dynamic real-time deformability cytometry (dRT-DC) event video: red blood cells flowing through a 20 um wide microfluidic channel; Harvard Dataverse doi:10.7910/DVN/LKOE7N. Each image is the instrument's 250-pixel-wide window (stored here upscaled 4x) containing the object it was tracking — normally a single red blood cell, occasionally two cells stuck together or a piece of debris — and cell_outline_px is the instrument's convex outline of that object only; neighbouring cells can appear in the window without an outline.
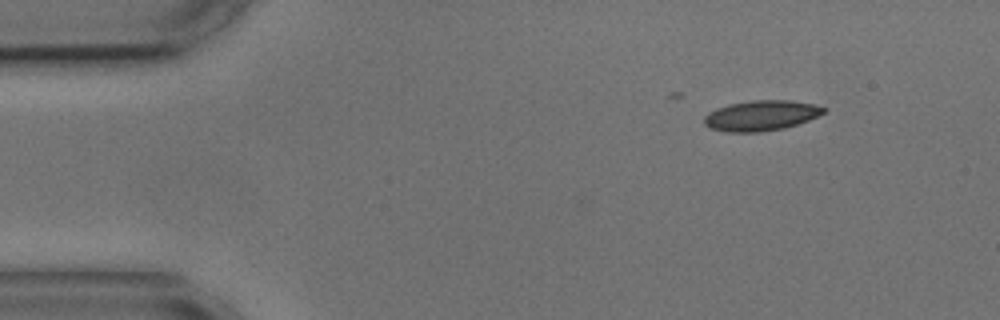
{"species": "common noctule bat (a hibernating species)", "species_latin": "Nyctalus noctula", "temperature_condition": "cold", "stored_images_in_passage": 4, "camera_frame_rate_fps": 3000, "um_per_image_px": 0.085, "animal": {"sex": "male", "body_mass_g": 17.9, "forearm_length_mm": 54.2}, "frame": {"image": 1, "passage_image": 1, "time_ms": 0.0, "image_size_px": [1000, 320], "cell_outline_px": [[828, 108], [824, 112], [808, 120], [784, 128], [760, 132], [724, 132], [712, 128], [704, 124], [704, 116], [708, 112], [716, 108], [728, 104], [752, 100], [788, 100], [812, 104]], "centroid_in_image_um": [64.65, 9.82], "position_along_channel_um": 20.3, "area_um2": 21.04}}
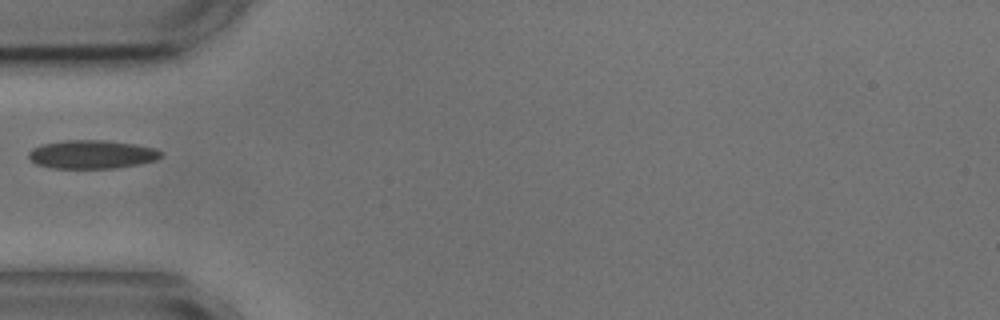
{"frame": {"image": 2, "passage_image": 4, "time_ms": 3.667, "image_size_px": [1000, 320], "cell_outline_px": [[164, 156], [156, 160], [116, 168], [52, 168], [36, 164], [28, 156], [28, 152], [32, 148], [44, 144], [64, 140], [104, 140], [136, 144], [156, 148], [164, 152]], "centroid_in_image_um": [7.85, 13.12], "position_along_channel_um": 77.2, "area_um2": 22.08}}